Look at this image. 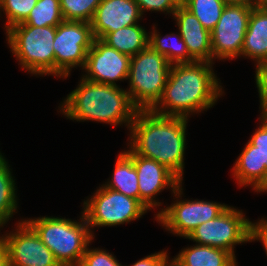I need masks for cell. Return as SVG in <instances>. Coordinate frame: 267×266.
Segmentation results:
<instances>
[{
  "label": "cell",
  "instance_id": "cell-1",
  "mask_svg": "<svg viewBox=\"0 0 267 266\" xmlns=\"http://www.w3.org/2000/svg\"><path fill=\"white\" fill-rule=\"evenodd\" d=\"M211 62L171 66L161 98L150 109L161 116L190 118L214 105L224 95V87ZM219 80V81H218ZM223 89V90H222Z\"/></svg>",
  "mask_w": 267,
  "mask_h": 266
},
{
  "label": "cell",
  "instance_id": "cell-2",
  "mask_svg": "<svg viewBox=\"0 0 267 266\" xmlns=\"http://www.w3.org/2000/svg\"><path fill=\"white\" fill-rule=\"evenodd\" d=\"M188 121L138 110L129 128L127 146L135 154L166 166L183 182Z\"/></svg>",
  "mask_w": 267,
  "mask_h": 266
},
{
  "label": "cell",
  "instance_id": "cell-3",
  "mask_svg": "<svg viewBox=\"0 0 267 266\" xmlns=\"http://www.w3.org/2000/svg\"><path fill=\"white\" fill-rule=\"evenodd\" d=\"M58 106L61 114L77 122L97 121L110 126H123L129 130L137 111L126 89L120 85L96 83L80 78L76 89L71 91Z\"/></svg>",
  "mask_w": 267,
  "mask_h": 266
},
{
  "label": "cell",
  "instance_id": "cell-4",
  "mask_svg": "<svg viewBox=\"0 0 267 266\" xmlns=\"http://www.w3.org/2000/svg\"><path fill=\"white\" fill-rule=\"evenodd\" d=\"M24 220L53 252L60 266H79L87 246L95 239L82 211L78 221L55 216Z\"/></svg>",
  "mask_w": 267,
  "mask_h": 266
},
{
  "label": "cell",
  "instance_id": "cell-5",
  "mask_svg": "<svg viewBox=\"0 0 267 266\" xmlns=\"http://www.w3.org/2000/svg\"><path fill=\"white\" fill-rule=\"evenodd\" d=\"M5 34L12 55L24 71L37 76H55L56 27L14 25Z\"/></svg>",
  "mask_w": 267,
  "mask_h": 266
},
{
  "label": "cell",
  "instance_id": "cell-6",
  "mask_svg": "<svg viewBox=\"0 0 267 266\" xmlns=\"http://www.w3.org/2000/svg\"><path fill=\"white\" fill-rule=\"evenodd\" d=\"M171 66L150 46L130 58L126 90L139 110H150L161 98Z\"/></svg>",
  "mask_w": 267,
  "mask_h": 266
},
{
  "label": "cell",
  "instance_id": "cell-7",
  "mask_svg": "<svg viewBox=\"0 0 267 266\" xmlns=\"http://www.w3.org/2000/svg\"><path fill=\"white\" fill-rule=\"evenodd\" d=\"M90 198L84 200L82 213L93 237L94 227H112L129 224L149 211L139 200L110 188L99 186Z\"/></svg>",
  "mask_w": 267,
  "mask_h": 266
},
{
  "label": "cell",
  "instance_id": "cell-8",
  "mask_svg": "<svg viewBox=\"0 0 267 266\" xmlns=\"http://www.w3.org/2000/svg\"><path fill=\"white\" fill-rule=\"evenodd\" d=\"M182 183L173 192L175 201L162 207L155 215L161 227L173 235L186 239L202 223L219 216L229 205L205 200H182Z\"/></svg>",
  "mask_w": 267,
  "mask_h": 266
},
{
  "label": "cell",
  "instance_id": "cell-9",
  "mask_svg": "<svg viewBox=\"0 0 267 266\" xmlns=\"http://www.w3.org/2000/svg\"><path fill=\"white\" fill-rule=\"evenodd\" d=\"M252 223L242 210L228 206L216 218L197 226L186 239L224 249L236 258L235 246L251 242Z\"/></svg>",
  "mask_w": 267,
  "mask_h": 266
},
{
  "label": "cell",
  "instance_id": "cell-10",
  "mask_svg": "<svg viewBox=\"0 0 267 266\" xmlns=\"http://www.w3.org/2000/svg\"><path fill=\"white\" fill-rule=\"evenodd\" d=\"M94 39L91 23L65 20L61 22L56 27L53 42L55 77L66 79L71 75L72 69H83Z\"/></svg>",
  "mask_w": 267,
  "mask_h": 266
},
{
  "label": "cell",
  "instance_id": "cell-11",
  "mask_svg": "<svg viewBox=\"0 0 267 266\" xmlns=\"http://www.w3.org/2000/svg\"><path fill=\"white\" fill-rule=\"evenodd\" d=\"M253 5L252 2L226 4L218 23L210 32L213 63L216 59L224 61L241 57Z\"/></svg>",
  "mask_w": 267,
  "mask_h": 266
},
{
  "label": "cell",
  "instance_id": "cell-12",
  "mask_svg": "<svg viewBox=\"0 0 267 266\" xmlns=\"http://www.w3.org/2000/svg\"><path fill=\"white\" fill-rule=\"evenodd\" d=\"M15 226L13 231L3 234L9 248L10 266H60L53 252L24 219Z\"/></svg>",
  "mask_w": 267,
  "mask_h": 266
},
{
  "label": "cell",
  "instance_id": "cell-13",
  "mask_svg": "<svg viewBox=\"0 0 267 266\" xmlns=\"http://www.w3.org/2000/svg\"><path fill=\"white\" fill-rule=\"evenodd\" d=\"M130 56L118 52L101 39L95 38L88 50L82 78L96 83L118 85L126 81L130 67Z\"/></svg>",
  "mask_w": 267,
  "mask_h": 266
},
{
  "label": "cell",
  "instance_id": "cell-14",
  "mask_svg": "<svg viewBox=\"0 0 267 266\" xmlns=\"http://www.w3.org/2000/svg\"><path fill=\"white\" fill-rule=\"evenodd\" d=\"M124 152L133 160L138 177L139 201L150 211L162 205L156 200L157 194L171 189V194L182 181L166 166L155 160L141 157L130 148ZM155 207V208H154Z\"/></svg>",
  "mask_w": 267,
  "mask_h": 266
},
{
  "label": "cell",
  "instance_id": "cell-15",
  "mask_svg": "<svg viewBox=\"0 0 267 266\" xmlns=\"http://www.w3.org/2000/svg\"><path fill=\"white\" fill-rule=\"evenodd\" d=\"M143 15L135 0H101L91 21L95 38L140 23Z\"/></svg>",
  "mask_w": 267,
  "mask_h": 266
},
{
  "label": "cell",
  "instance_id": "cell-16",
  "mask_svg": "<svg viewBox=\"0 0 267 266\" xmlns=\"http://www.w3.org/2000/svg\"><path fill=\"white\" fill-rule=\"evenodd\" d=\"M178 32L185 42L189 56L195 62L213 63L211 34L188 9L180 4L173 13Z\"/></svg>",
  "mask_w": 267,
  "mask_h": 266
},
{
  "label": "cell",
  "instance_id": "cell-17",
  "mask_svg": "<svg viewBox=\"0 0 267 266\" xmlns=\"http://www.w3.org/2000/svg\"><path fill=\"white\" fill-rule=\"evenodd\" d=\"M231 172L240 187L251 185L252 191L258 192L267 181V156L255 150V146L248 141Z\"/></svg>",
  "mask_w": 267,
  "mask_h": 266
},
{
  "label": "cell",
  "instance_id": "cell-18",
  "mask_svg": "<svg viewBox=\"0 0 267 266\" xmlns=\"http://www.w3.org/2000/svg\"><path fill=\"white\" fill-rule=\"evenodd\" d=\"M241 57L249 58L255 64L267 60V11L259 4L252 7Z\"/></svg>",
  "mask_w": 267,
  "mask_h": 266
},
{
  "label": "cell",
  "instance_id": "cell-19",
  "mask_svg": "<svg viewBox=\"0 0 267 266\" xmlns=\"http://www.w3.org/2000/svg\"><path fill=\"white\" fill-rule=\"evenodd\" d=\"M180 266H236V258L228 251L195 244L182 248L173 257Z\"/></svg>",
  "mask_w": 267,
  "mask_h": 266
},
{
  "label": "cell",
  "instance_id": "cell-20",
  "mask_svg": "<svg viewBox=\"0 0 267 266\" xmlns=\"http://www.w3.org/2000/svg\"><path fill=\"white\" fill-rule=\"evenodd\" d=\"M101 40L118 52L132 57L149 46V32L138 23L107 33Z\"/></svg>",
  "mask_w": 267,
  "mask_h": 266
},
{
  "label": "cell",
  "instance_id": "cell-21",
  "mask_svg": "<svg viewBox=\"0 0 267 266\" xmlns=\"http://www.w3.org/2000/svg\"><path fill=\"white\" fill-rule=\"evenodd\" d=\"M102 185L139 200L137 171L133 160L123 150L117 155L111 179Z\"/></svg>",
  "mask_w": 267,
  "mask_h": 266
},
{
  "label": "cell",
  "instance_id": "cell-22",
  "mask_svg": "<svg viewBox=\"0 0 267 266\" xmlns=\"http://www.w3.org/2000/svg\"><path fill=\"white\" fill-rule=\"evenodd\" d=\"M155 26L153 25L152 31L149 32V46L154 51L164 55L171 65L195 62L189 56L187 46L179 32L167 33L162 37Z\"/></svg>",
  "mask_w": 267,
  "mask_h": 266
},
{
  "label": "cell",
  "instance_id": "cell-23",
  "mask_svg": "<svg viewBox=\"0 0 267 266\" xmlns=\"http://www.w3.org/2000/svg\"><path fill=\"white\" fill-rule=\"evenodd\" d=\"M10 164L0 151V229L12 219L18 211V197L15 177Z\"/></svg>",
  "mask_w": 267,
  "mask_h": 266
},
{
  "label": "cell",
  "instance_id": "cell-24",
  "mask_svg": "<svg viewBox=\"0 0 267 266\" xmlns=\"http://www.w3.org/2000/svg\"><path fill=\"white\" fill-rule=\"evenodd\" d=\"M64 21L61 13L60 0H38L27 19L17 25H32L35 27H57Z\"/></svg>",
  "mask_w": 267,
  "mask_h": 266
},
{
  "label": "cell",
  "instance_id": "cell-25",
  "mask_svg": "<svg viewBox=\"0 0 267 266\" xmlns=\"http://www.w3.org/2000/svg\"><path fill=\"white\" fill-rule=\"evenodd\" d=\"M182 5L211 32L218 23L226 3L223 0H185Z\"/></svg>",
  "mask_w": 267,
  "mask_h": 266
},
{
  "label": "cell",
  "instance_id": "cell-26",
  "mask_svg": "<svg viewBox=\"0 0 267 266\" xmlns=\"http://www.w3.org/2000/svg\"><path fill=\"white\" fill-rule=\"evenodd\" d=\"M101 0H60L61 13L65 21L91 23Z\"/></svg>",
  "mask_w": 267,
  "mask_h": 266
},
{
  "label": "cell",
  "instance_id": "cell-27",
  "mask_svg": "<svg viewBox=\"0 0 267 266\" xmlns=\"http://www.w3.org/2000/svg\"><path fill=\"white\" fill-rule=\"evenodd\" d=\"M38 0H0L1 12L6 16L5 31L14 25L23 23Z\"/></svg>",
  "mask_w": 267,
  "mask_h": 266
},
{
  "label": "cell",
  "instance_id": "cell-28",
  "mask_svg": "<svg viewBox=\"0 0 267 266\" xmlns=\"http://www.w3.org/2000/svg\"><path fill=\"white\" fill-rule=\"evenodd\" d=\"M87 246L85 253L83 254L81 263L79 266H124L117 259L114 254L109 253L102 248H89Z\"/></svg>",
  "mask_w": 267,
  "mask_h": 266
},
{
  "label": "cell",
  "instance_id": "cell-29",
  "mask_svg": "<svg viewBox=\"0 0 267 266\" xmlns=\"http://www.w3.org/2000/svg\"><path fill=\"white\" fill-rule=\"evenodd\" d=\"M135 2L138 4L142 15H145L144 13L147 11H154L173 16L179 6L175 0H135Z\"/></svg>",
  "mask_w": 267,
  "mask_h": 266
},
{
  "label": "cell",
  "instance_id": "cell-30",
  "mask_svg": "<svg viewBox=\"0 0 267 266\" xmlns=\"http://www.w3.org/2000/svg\"><path fill=\"white\" fill-rule=\"evenodd\" d=\"M255 83L259 94L260 107L267 103V60L255 64Z\"/></svg>",
  "mask_w": 267,
  "mask_h": 266
},
{
  "label": "cell",
  "instance_id": "cell-31",
  "mask_svg": "<svg viewBox=\"0 0 267 266\" xmlns=\"http://www.w3.org/2000/svg\"><path fill=\"white\" fill-rule=\"evenodd\" d=\"M255 146V150L260 152L263 156H267V127L259 120V127L248 140Z\"/></svg>",
  "mask_w": 267,
  "mask_h": 266
},
{
  "label": "cell",
  "instance_id": "cell-32",
  "mask_svg": "<svg viewBox=\"0 0 267 266\" xmlns=\"http://www.w3.org/2000/svg\"><path fill=\"white\" fill-rule=\"evenodd\" d=\"M262 242L267 255V218H261L257 222L253 221L251 227V242Z\"/></svg>",
  "mask_w": 267,
  "mask_h": 266
},
{
  "label": "cell",
  "instance_id": "cell-33",
  "mask_svg": "<svg viewBox=\"0 0 267 266\" xmlns=\"http://www.w3.org/2000/svg\"><path fill=\"white\" fill-rule=\"evenodd\" d=\"M168 254L169 253L163 249L162 251H159L158 253L155 252V253H152L150 255H147L137 260L131 266H162L164 262L166 261V259L169 257Z\"/></svg>",
  "mask_w": 267,
  "mask_h": 266
},
{
  "label": "cell",
  "instance_id": "cell-34",
  "mask_svg": "<svg viewBox=\"0 0 267 266\" xmlns=\"http://www.w3.org/2000/svg\"><path fill=\"white\" fill-rule=\"evenodd\" d=\"M0 232H1V230H0ZM1 235H0V266H10L9 265L8 244H7V241L4 238L3 234H1Z\"/></svg>",
  "mask_w": 267,
  "mask_h": 266
},
{
  "label": "cell",
  "instance_id": "cell-35",
  "mask_svg": "<svg viewBox=\"0 0 267 266\" xmlns=\"http://www.w3.org/2000/svg\"><path fill=\"white\" fill-rule=\"evenodd\" d=\"M260 109V117L258 119L267 127V109L263 107H259Z\"/></svg>",
  "mask_w": 267,
  "mask_h": 266
},
{
  "label": "cell",
  "instance_id": "cell-36",
  "mask_svg": "<svg viewBox=\"0 0 267 266\" xmlns=\"http://www.w3.org/2000/svg\"><path fill=\"white\" fill-rule=\"evenodd\" d=\"M162 266H180V265L176 262V260L174 259L169 260L168 257Z\"/></svg>",
  "mask_w": 267,
  "mask_h": 266
},
{
  "label": "cell",
  "instance_id": "cell-37",
  "mask_svg": "<svg viewBox=\"0 0 267 266\" xmlns=\"http://www.w3.org/2000/svg\"><path fill=\"white\" fill-rule=\"evenodd\" d=\"M226 4H238L244 2H250L249 0H223Z\"/></svg>",
  "mask_w": 267,
  "mask_h": 266
},
{
  "label": "cell",
  "instance_id": "cell-38",
  "mask_svg": "<svg viewBox=\"0 0 267 266\" xmlns=\"http://www.w3.org/2000/svg\"><path fill=\"white\" fill-rule=\"evenodd\" d=\"M262 192L263 193L267 192V181H266L265 185L257 193H261L262 194Z\"/></svg>",
  "mask_w": 267,
  "mask_h": 266
},
{
  "label": "cell",
  "instance_id": "cell-39",
  "mask_svg": "<svg viewBox=\"0 0 267 266\" xmlns=\"http://www.w3.org/2000/svg\"><path fill=\"white\" fill-rule=\"evenodd\" d=\"M259 5L267 11V0H263Z\"/></svg>",
  "mask_w": 267,
  "mask_h": 266
},
{
  "label": "cell",
  "instance_id": "cell-40",
  "mask_svg": "<svg viewBox=\"0 0 267 266\" xmlns=\"http://www.w3.org/2000/svg\"><path fill=\"white\" fill-rule=\"evenodd\" d=\"M250 2L254 3V4H259L261 3L263 0H249Z\"/></svg>",
  "mask_w": 267,
  "mask_h": 266
},
{
  "label": "cell",
  "instance_id": "cell-41",
  "mask_svg": "<svg viewBox=\"0 0 267 266\" xmlns=\"http://www.w3.org/2000/svg\"><path fill=\"white\" fill-rule=\"evenodd\" d=\"M179 5L183 4L185 2V0H175Z\"/></svg>",
  "mask_w": 267,
  "mask_h": 266
}]
</instances>
